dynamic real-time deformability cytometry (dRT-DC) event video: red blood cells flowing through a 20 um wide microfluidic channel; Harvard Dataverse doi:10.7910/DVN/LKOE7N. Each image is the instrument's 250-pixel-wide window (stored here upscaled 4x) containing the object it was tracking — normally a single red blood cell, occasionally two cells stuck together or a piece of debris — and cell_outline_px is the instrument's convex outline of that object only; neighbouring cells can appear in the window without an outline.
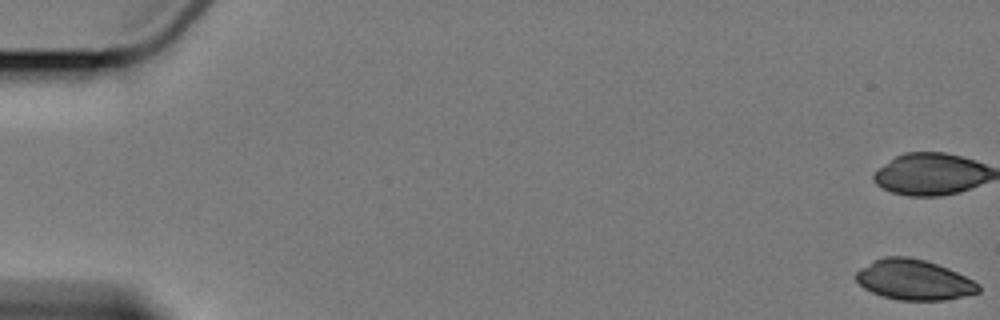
{"species": "Egyptian fruit bat (a non-hibernating species)", "species_latin": "Rousettus aegyptiacus", "temperature_condition": "cold", "stored_images_in_passage": 5, "camera_frame_rate_fps": 3000, "um_per_image_px": 0.085, "animal": {"sex": "female"}, "frame": {"image": 1, "passage_image": 1, "time_ms": 0.0, "image_size_px": [1000, 320], "cell_outline_px": [[980, 292], [944, 300], [900, 300], [880, 296], [864, 288], [856, 280], [856, 272], [860, 268], [872, 260], [884, 256], [908, 256], [924, 260], [948, 268], [980, 284]], "centroid_in_image_um": [77.65, 23.77], "position_along_channel_um": 7.3, "area_um2": 28.73}}